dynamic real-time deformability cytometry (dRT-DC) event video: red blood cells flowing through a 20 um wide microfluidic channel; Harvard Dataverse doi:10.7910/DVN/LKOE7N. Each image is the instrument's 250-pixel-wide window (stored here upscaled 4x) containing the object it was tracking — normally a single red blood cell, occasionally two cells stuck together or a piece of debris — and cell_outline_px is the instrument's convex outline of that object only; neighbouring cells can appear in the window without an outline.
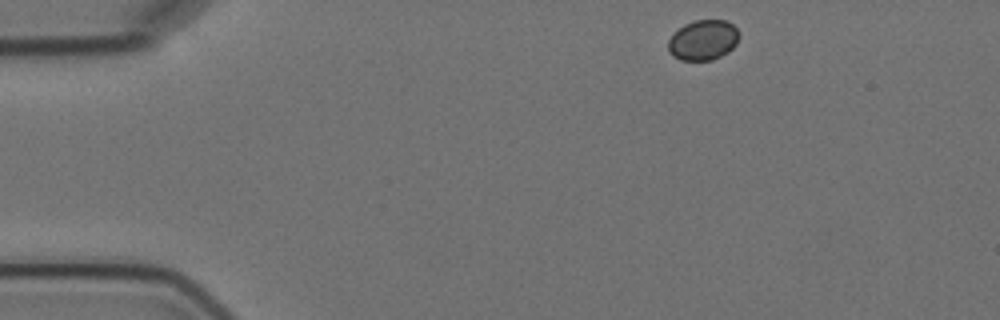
{"species": "Egyptian fruit bat (a non-hibernating species)", "species_latin": "Rousettus aegyptiacus", "temperature_condition": "cold", "stored_images_in_passage": 3, "camera_frame_rate_fps": 3000, "um_per_image_px": 0.085, "animal": {"sex": "female"}, "frame": {"image": 1, "passage_image": 1, "time_ms": 0.0, "image_size_px": [1000, 320], "cell_outline_px": [[740, 36], [736, 44], [728, 52], [712, 60], [680, 60], [672, 56], [668, 52], [668, 40], [684, 24], [696, 20], [728, 20], [740, 32]], "centroid_in_image_um": [59.78, 3.41], "position_along_channel_um": 25.2, "area_um2": 16.7}}